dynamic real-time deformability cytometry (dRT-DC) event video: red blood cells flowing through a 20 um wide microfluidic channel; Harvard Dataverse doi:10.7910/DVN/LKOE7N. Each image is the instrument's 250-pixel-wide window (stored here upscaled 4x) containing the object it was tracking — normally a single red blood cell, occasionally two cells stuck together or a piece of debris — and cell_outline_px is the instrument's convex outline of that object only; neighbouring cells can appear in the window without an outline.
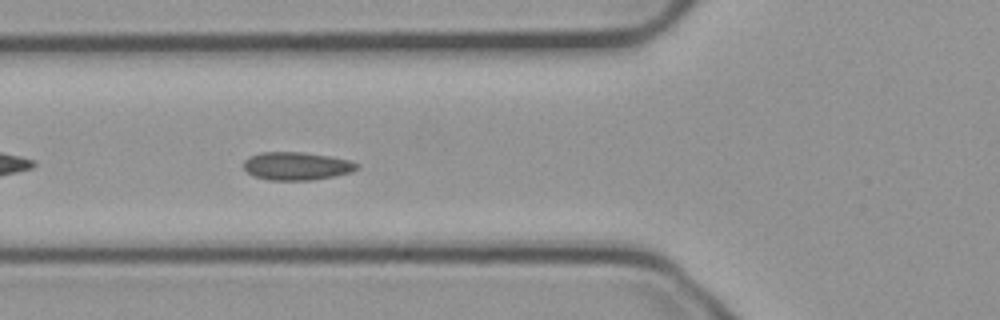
{"species": "common noctule bat (a hibernating species)", "species_latin": "Nyctalus noctula", "temperature_condition": "cold", "stored_images_in_passage": 42, "camera_frame_rate_fps": 3000, "um_per_image_px": 0.085, "animal": {"sex": "male", "body_mass_g": 23.1, "forearm_length_mm": 52.7}, "frame": {"image": 1, "passage_image": 6, "time_ms": 1.667, "image_size_px": [1000, 320], "cell_outline_px": [[360, 168], [352, 172], [312, 180], [268, 180], [252, 176], [244, 168], [244, 160], [260, 152], [300, 152], [328, 156], [348, 160], [360, 164]], "centroid_in_image_um": [25.22, 14.12], "position_along_channel_um": 100.6, "area_um2": 18.44}}
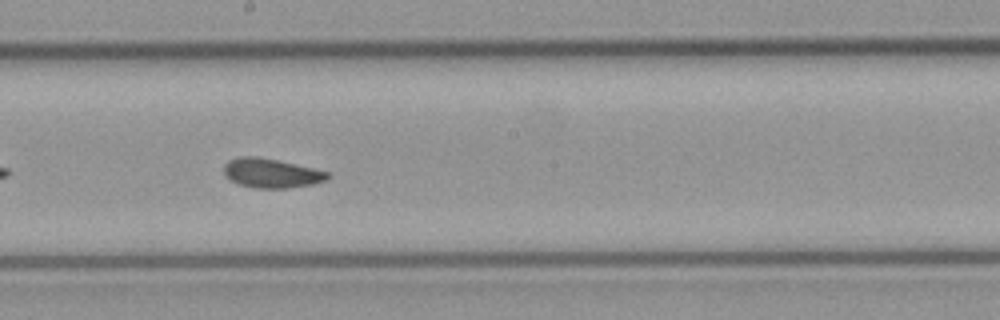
{"frame": {"image": 2, "passage_image": 16, "time_ms": 5.0, "image_size_px": [1000, 320], "cell_outline_px": [[332, 176], [328, 180], [312, 184], [288, 188], [256, 188], [240, 184], [224, 176], [224, 164], [228, 160], [240, 156], [256, 156], [296, 164], [332, 172]], "centroid_in_image_um": [23.11, 14.71], "position_along_channel_um": 225.1, "area_um2": 17.86}}
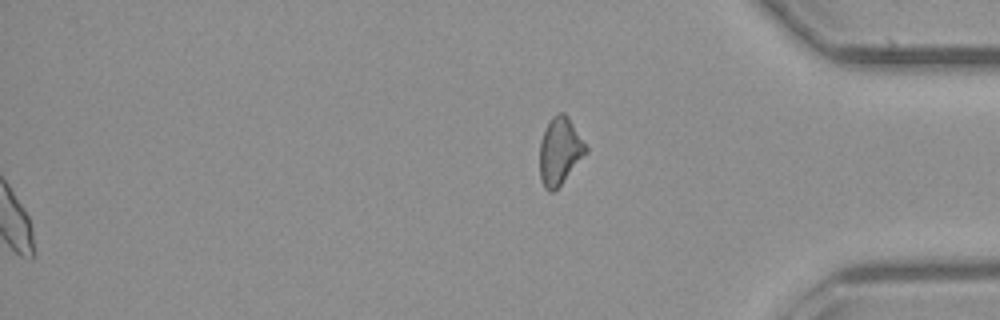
{"frame": {"image": 3, "passage_image": 42, "time_ms": 13.667, "image_size_px": [1000, 320], "cell_outline_px": [[588, 152], [560, 184], [552, 192], [548, 192], [544, 188], [540, 180], [540, 140], [552, 116], [556, 112], [564, 112], [568, 116], [588, 148]], "centroid_in_image_um": [47.58, 12.83], "position_along_channel_um": 387.6, "area_um2": 17.98}, "authors_computed_cell_mechanics": {"area_um2": 17.6579, "velocity_mm_per_s": 3.7199, "shape_relaxation_time_tau1_ms": null, "shape_relaxation_time_tau2_ms": 1.953, "deformation_change_tau1": null, "deformation_change_tau2": 0.0566}}